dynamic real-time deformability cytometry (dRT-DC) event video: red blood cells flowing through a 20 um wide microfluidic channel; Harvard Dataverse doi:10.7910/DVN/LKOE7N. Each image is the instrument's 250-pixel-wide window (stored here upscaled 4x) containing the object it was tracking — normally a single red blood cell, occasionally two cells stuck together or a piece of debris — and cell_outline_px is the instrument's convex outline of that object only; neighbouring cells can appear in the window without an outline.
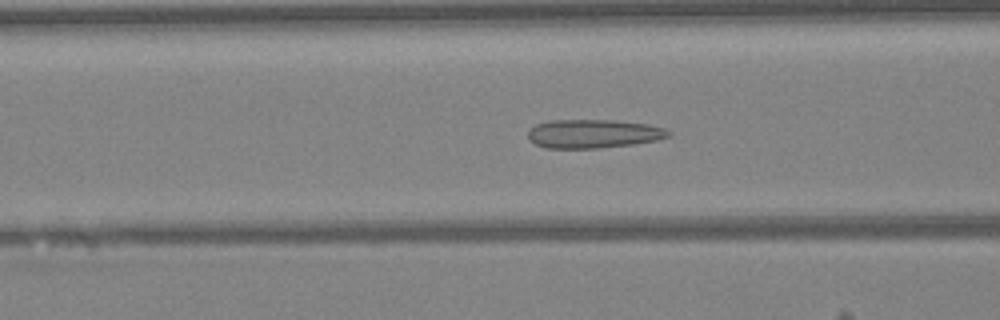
{"species": "Egyptian fruit bat (a non-hibernating species)", "species_latin": "Rousettus aegyptiacus", "temperature_condition": "warm", "stored_images_in_passage": 47, "camera_frame_rate_fps": 3000, "um_per_image_px": 0.085, "animal": {"sex": "female"}, "frame": {"image": 1, "passage_image": 18, "time_ms": 5.667, "image_size_px": [1000, 320], "cell_outline_px": [[672, 132], [668, 136], [656, 140], [632, 144], [600, 148], [544, 148], [528, 140], [528, 132], [536, 124], [548, 120], [612, 120], [648, 124], [664, 128]], "centroid_in_image_um": [50.41, 11.36], "position_along_channel_um": 116.2, "area_um2": 23.47}}
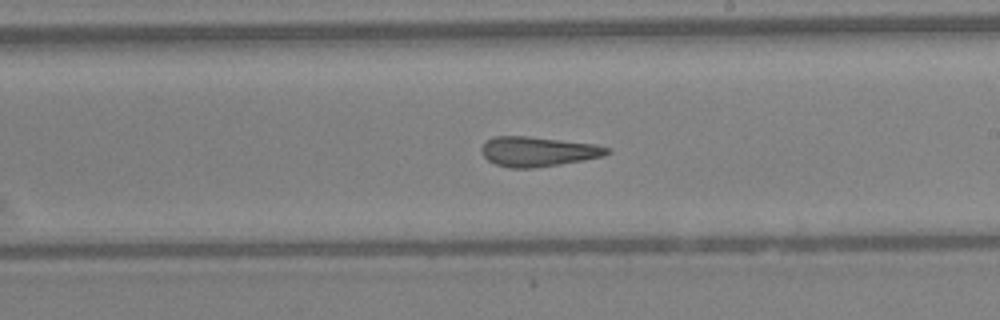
{"frame": {"image": 2, "passage_image": 27, "time_ms": 8.667, "image_size_px": [1000, 320], "cell_outline_px": [[612, 152], [604, 156], [560, 164], [532, 168], [508, 168], [496, 164], [488, 160], [480, 152], [480, 148], [492, 136], [528, 136], [596, 144], [612, 148]], "centroid_in_image_um": [45.74, 12.88], "position_along_channel_um": 243.3, "area_um2": 21.91}}
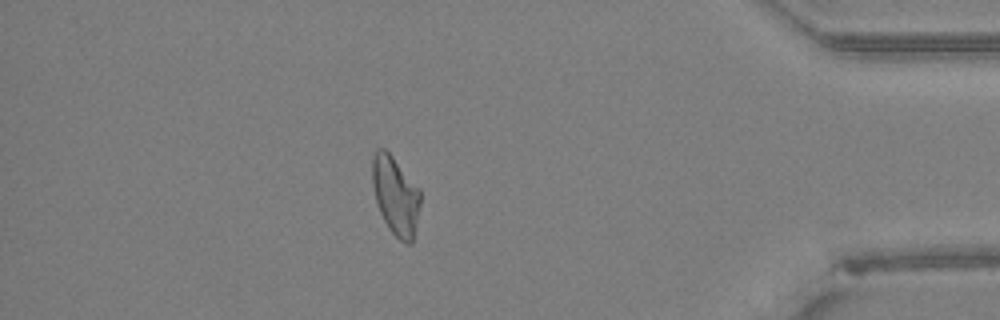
{"frame": {"image": 3, "passage_image": 41, "time_ms": 13.333, "image_size_px": [1000, 320], "cell_outline_px": [[420, 204], [412, 244], [408, 244], [400, 240], [388, 228], [380, 212], [376, 200], [372, 184], [372, 156], [376, 148], [384, 148], [392, 156], [420, 188]], "centroid_in_image_um": [33.61, 16.61], "position_along_channel_um": 401.6, "area_um2": 21.96}, "authors_computed_cell_mechanics": {"area_um2": 22.4264, "velocity_mm_per_s": 4.2599, "shape_relaxation_time_tau1_ms": null, "shape_relaxation_time_tau2_ms": 2.4285, "deformation_change_tau1": null, "deformation_change_tau2": 0.1237}}